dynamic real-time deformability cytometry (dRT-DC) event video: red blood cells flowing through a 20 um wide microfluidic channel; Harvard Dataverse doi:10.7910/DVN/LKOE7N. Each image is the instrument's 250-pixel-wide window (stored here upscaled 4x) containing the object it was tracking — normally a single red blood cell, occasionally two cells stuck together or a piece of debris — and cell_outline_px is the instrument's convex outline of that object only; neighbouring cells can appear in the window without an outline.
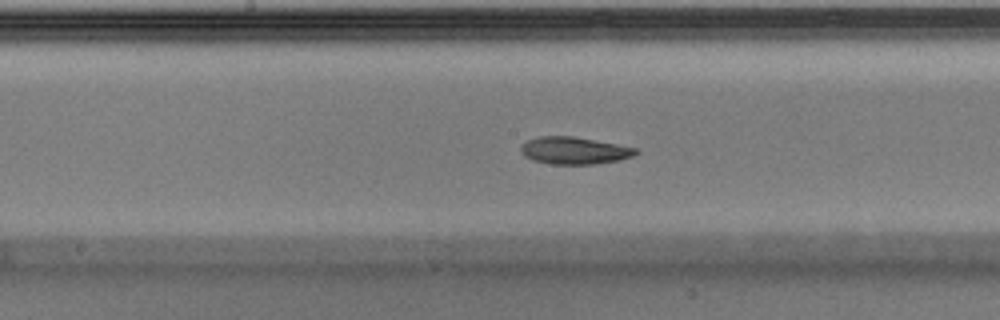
{"species": "Egyptian fruit bat (a non-hibernating species)", "species_latin": "Rousettus aegyptiacus", "temperature_condition": "warm", "stored_images_in_passage": 38, "camera_frame_rate_fps": 3000, "um_per_image_px": 0.085, "animal": {"sex": "male"}, "frame": {"image": 1, "passage_image": 17, "time_ms": 5.333, "image_size_px": [1000, 320], "cell_outline_px": [[640, 152], [632, 156], [620, 160], [596, 164], [552, 164], [532, 160], [524, 156], [520, 152], [520, 148], [528, 140], [540, 136], [572, 136], [616, 144], [636, 148]], "centroid_in_image_um": [48.81, 12.8], "position_along_channel_um": 199.4, "area_um2": 18.15}}